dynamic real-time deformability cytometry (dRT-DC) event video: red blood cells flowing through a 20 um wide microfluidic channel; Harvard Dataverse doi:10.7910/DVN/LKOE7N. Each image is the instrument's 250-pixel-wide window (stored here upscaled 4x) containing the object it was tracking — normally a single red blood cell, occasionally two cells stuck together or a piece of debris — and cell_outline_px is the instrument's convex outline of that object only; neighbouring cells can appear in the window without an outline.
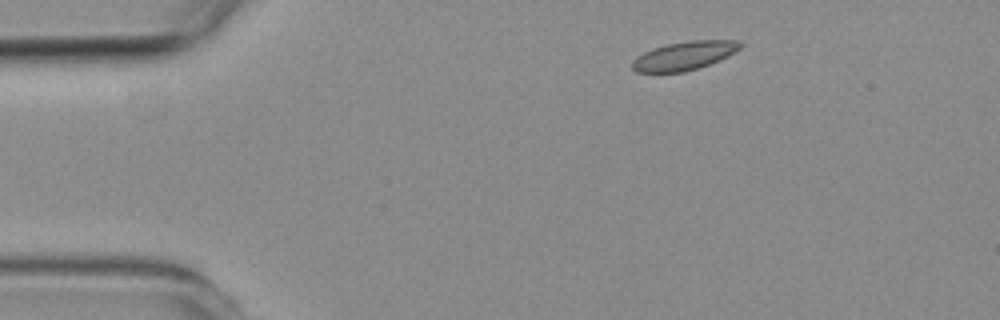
{"species": "common noctule bat (a hibernating species)", "species_latin": "Nyctalus noctula", "temperature_condition": "room temperature", "stored_images_in_passage": 3, "camera_frame_rate_fps": 3000, "um_per_image_px": 0.085, "animal": {"sex": "female", "body_mass_g": 19.3, "forearm_length_mm": 54.1}, "frame": {"image": 1, "passage_image": 1, "time_ms": 0.0, "image_size_px": [1000, 320], "cell_outline_px": [[744, 44], [740, 48], [728, 56], [720, 60], [700, 68], [684, 72], [636, 72], [632, 68], [632, 60], [636, 56], [652, 48], [668, 44], [692, 40], [740, 40]], "centroid_in_image_um": [58.18, 4.74], "position_along_channel_um": 26.8, "area_um2": 18.15}}
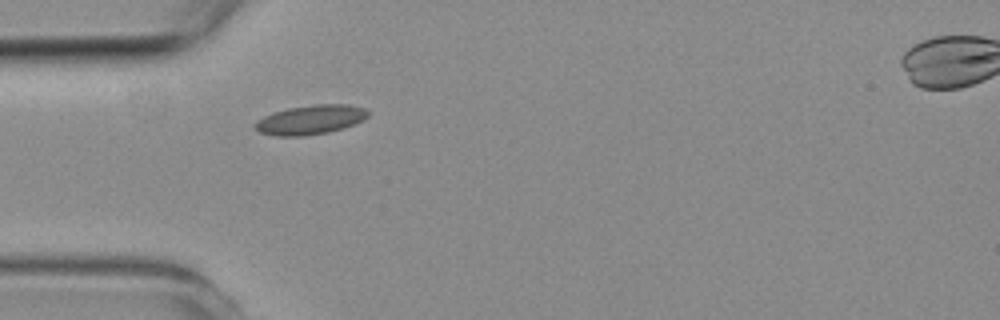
{"frame": {"image": 2, "passage_image": 2, "time_ms": 2.333, "image_size_px": [1000, 320], "cell_outline_px": [[368, 116], [352, 124], [328, 132], [304, 136], [276, 136], [260, 132], [252, 128], [252, 124], [256, 120], [264, 116], [288, 108], [316, 104], [348, 104], [364, 108], [368, 112]], "centroid_in_image_um": [26.31, 10.18], "position_along_channel_um": 58.7, "area_um2": 19.13}}